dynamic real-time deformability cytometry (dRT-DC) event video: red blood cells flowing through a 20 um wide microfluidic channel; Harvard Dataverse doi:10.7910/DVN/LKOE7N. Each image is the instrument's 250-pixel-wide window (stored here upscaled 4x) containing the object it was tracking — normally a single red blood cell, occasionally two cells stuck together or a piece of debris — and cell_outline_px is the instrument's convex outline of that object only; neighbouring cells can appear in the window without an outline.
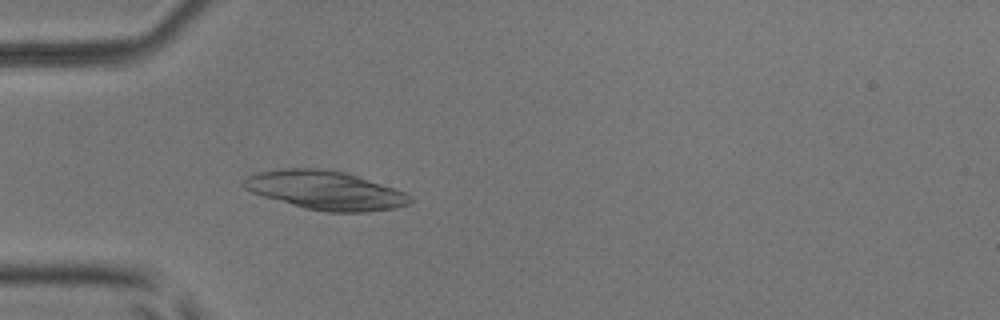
{"species": "common noctule bat (a hibernating species)", "species_latin": "Nyctalus noctula", "temperature_condition": "room temperature", "stored_images_in_passage": 51, "camera_frame_rate_fps": 3000, "um_per_image_px": 0.085, "animal": {"sex": "male", "body_mass_g": 17.9, "forearm_length_mm": 54.2}, "frame": {"image": 1, "passage_image": 15, "time_ms": 4.667, "image_size_px": [1000, 320], "cell_outline_px": [[416, 200], [408, 204], [396, 208], [368, 212], [328, 212], [304, 208], [264, 196], [252, 192], [244, 188], [244, 180], [248, 176], [256, 172], [284, 168], [316, 168], [344, 172], [404, 192]], "centroid_in_image_um": [27.66, 16.18], "position_along_channel_um": 57.3, "area_um2": 37.17}}
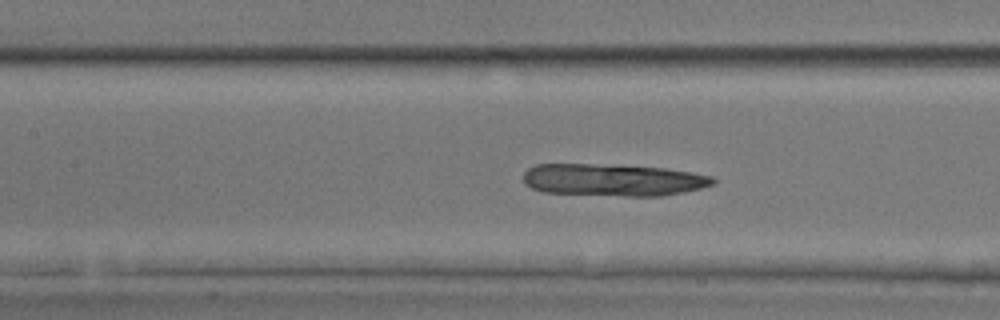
{"frame": {"image": 2, "passage_image": 23, "time_ms": 7.333, "image_size_px": [1000, 320], "cell_outline_px": [[716, 184], [684, 192], [660, 196], [624, 196], [544, 192], [532, 188], [524, 184], [524, 172], [528, 168], [536, 164], [592, 164], [664, 168], [692, 172], [712, 176], [716, 180]], "centroid_in_image_um": [52.12, 15.29], "position_along_channel_um": 155.3, "area_um2": 35.55}}
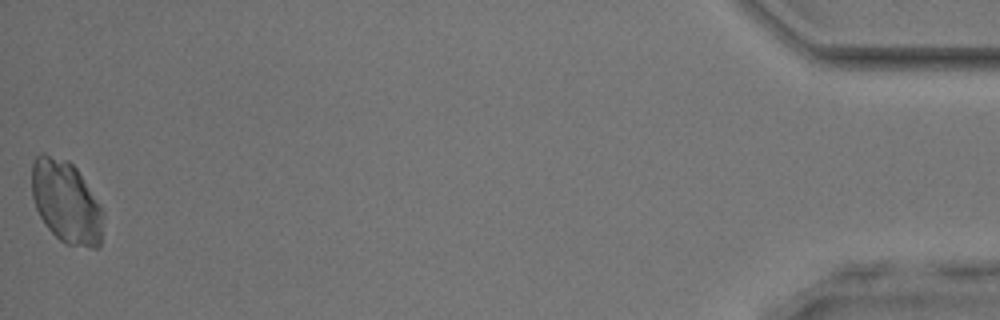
{"frame": {"image": 3, "passage_image": 51, "time_ms": 16.667, "image_size_px": [1000, 320], "cell_outline_px": [[104, 216], [100, 248], [92, 248], [64, 244], [44, 224], [36, 208], [32, 196], [32, 160], [36, 156], [44, 152], [68, 160], [76, 168], [100, 204], [104, 212]], "centroid_in_image_um": [5.63, 17.17], "position_along_channel_um": 429.6, "area_um2": 34.68}}